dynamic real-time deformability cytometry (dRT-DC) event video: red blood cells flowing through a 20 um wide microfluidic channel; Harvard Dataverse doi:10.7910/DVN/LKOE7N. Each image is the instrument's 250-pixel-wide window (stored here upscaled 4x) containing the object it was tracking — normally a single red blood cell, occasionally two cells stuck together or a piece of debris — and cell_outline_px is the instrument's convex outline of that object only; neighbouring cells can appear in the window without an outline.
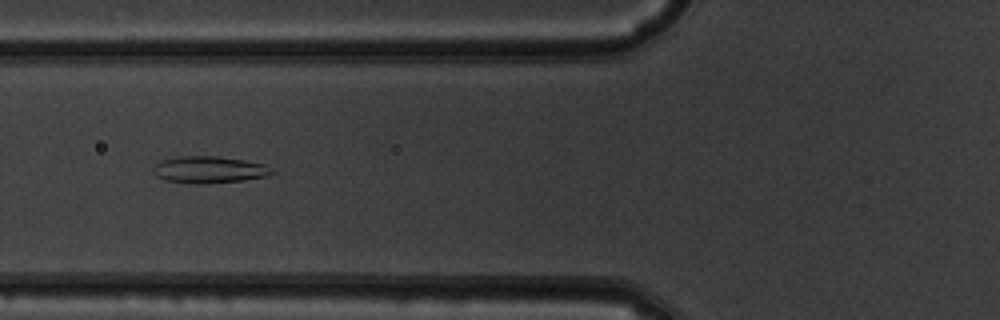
{"species": "common noctule bat (a hibernating species)", "species_latin": "Nyctalus noctula", "temperature_condition": "warm", "stored_images_in_passage": 42, "camera_frame_rate_fps": 3000, "um_per_image_px": 0.085, "animal": {"sex": "male", "body_mass_g": 19.5, "forearm_length_mm": 54.6}, "frame": {"image": 1, "passage_image": 11, "time_ms": 3.333, "image_size_px": [1000, 320], "cell_outline_px": [[276, 172], [268, 176], [244, 180], [196, 184], [192, 184], [164, 180], [156, 176], [152, 172], [152, 168], [160, 160], [176, 156], [216, 156], [244, 160], [264, 164], [272, 168]], "centroid_in_image_um": [17.75, 14.42], "position_along_channel_um": 108.0, "area_um2": 18.79}}
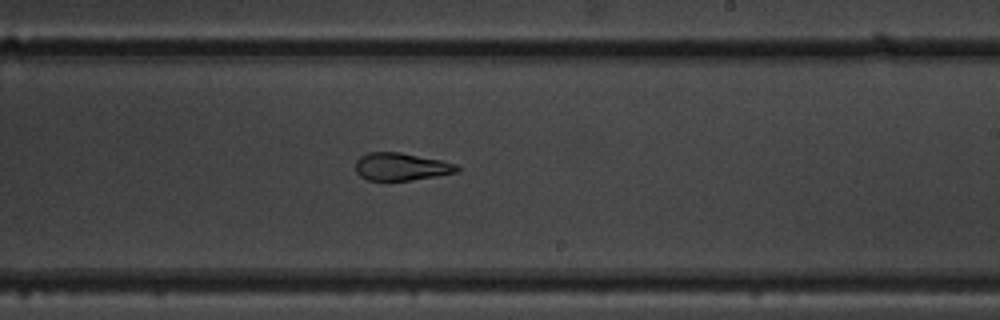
{"frame": {"image": 2, "passage_image": 22, "time_ms": 7.0, "image_size_px": [1000, 320], "cell_outline_px": [[460, 168], [456, 172], [436, 176], [412, 180], [368, 180], [360, 176], [356, 172], [356, 160], [360, 156], [368, 152], [400, 152], [440, 160], [456, 164]], "centroid_in_image_um": [34.07, 14.16], "position_along_channel_um": 254.9, "area_um2": 16.24}}
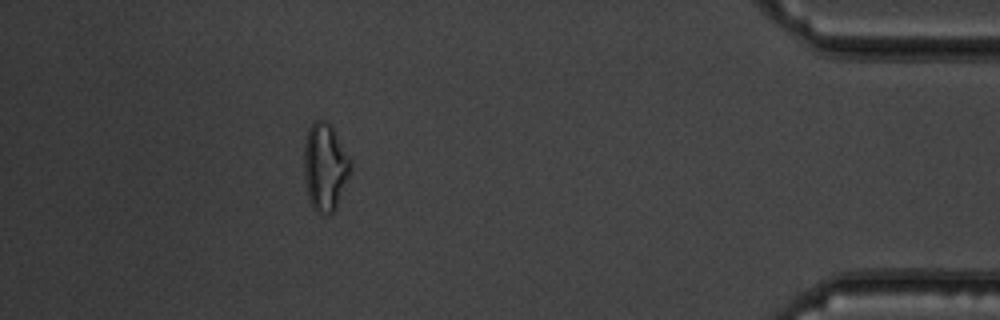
{"frame": {"image": 3, "passage_image": 37, "time_ms": 12.0, "image_size_px": [1000, 320], "cell_outline_px": [[352, 172], [336, 208], [328, 216], [320, 216], [312, 208], [308, 196], [304, 176], [304, 144], [308, 128], [316, 120], [324, 120], [332, 124], [352, 160]], "centroid_in_image_um": [27.66, 14.21], "position_along_channel_um": 407.5, "area_um2": 24.57}, "authors_computed_cell_mechanics": {"area_um2": 19.1607, "velocity_mm_per_s": 4.0042, "shape_relaxation_time_tau1_ms": null, "shape_relaxation_time_tau2_ms": 2.0576, "deformation_change_tau1": null, "deformation_change_tau2": 0.074}}